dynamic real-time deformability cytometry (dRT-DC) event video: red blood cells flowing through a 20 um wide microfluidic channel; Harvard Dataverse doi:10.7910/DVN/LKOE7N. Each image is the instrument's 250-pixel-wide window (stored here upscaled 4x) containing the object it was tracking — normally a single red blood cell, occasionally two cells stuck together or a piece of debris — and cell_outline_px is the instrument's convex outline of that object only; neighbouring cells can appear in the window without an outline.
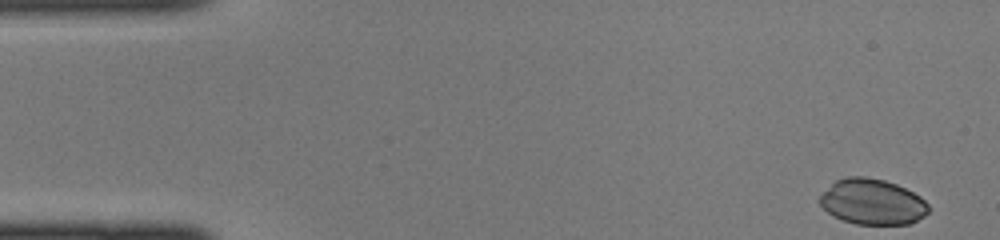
{"species": "common noctule bat (a hibernating species)", "species_latin": "Nyctalus noctula", "temperature_condition": "cold", "stored_images_in_passage": 17, "camera_frame_rate_fps": 3000, "um_per_image_px": 0.085, "animal": {"sex": "female", "body_mass_g": 22.0, "forearm_length_mm": 56.7}, "frame": {"image": 1, "passage_image": 1, "time_ms": 0.0, "image_size_px": [1000, 240], "cell_outline_px": [[928, 212], [924, 216], [908, 224], [856, 224], [832, 216], [820, 204], [820, 196], [836, 180], [848, 176], [864, 176], [884, 180], [896, 184], [920, 196], [928, 204]], "centroid_in_image_um": [74.15, 17.15], "position_along_channel_um": 10.8, "area_um2": 28.61}}